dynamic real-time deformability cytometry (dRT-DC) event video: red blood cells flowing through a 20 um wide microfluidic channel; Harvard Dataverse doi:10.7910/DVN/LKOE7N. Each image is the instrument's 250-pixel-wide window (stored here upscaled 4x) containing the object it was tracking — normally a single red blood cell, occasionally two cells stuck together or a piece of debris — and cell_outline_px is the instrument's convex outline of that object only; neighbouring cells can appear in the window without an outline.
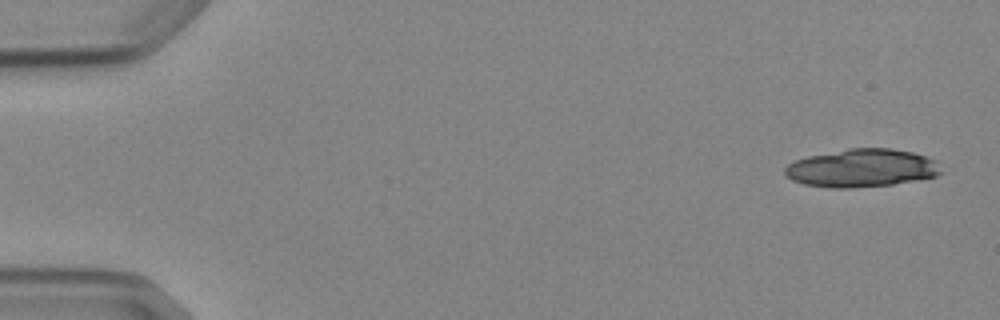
{"species": "Egyptian fruit bat (a non-hibernating species)", "species_latin": "Rousettus aegyptiacus", "temperature_condition": "cold", "stored_images_in_passage": 5, "camera_frame_rate_fps": 3000, "um_per_image_px": 0.085, "animal": {"sex": "female"}, "frame": {"image": 1, "passage_image": 1, "time_ms": 0.0, "image_size_px": [1000, 320], "cell_outline_px": [[944, 172], [936, 176], [892, 184], [852, 188], [832, 188], [804, 184], [792, 180], [784, 172], [784, 168], [788, 164], [796, 160], [808, 156], [848, 148], [892, 148], [912, 152], [936, 160]], "centroid_in_image_um": [73.26, 14.28], "position_along_channel_um": 11.7, "area_um2": 34.62}}